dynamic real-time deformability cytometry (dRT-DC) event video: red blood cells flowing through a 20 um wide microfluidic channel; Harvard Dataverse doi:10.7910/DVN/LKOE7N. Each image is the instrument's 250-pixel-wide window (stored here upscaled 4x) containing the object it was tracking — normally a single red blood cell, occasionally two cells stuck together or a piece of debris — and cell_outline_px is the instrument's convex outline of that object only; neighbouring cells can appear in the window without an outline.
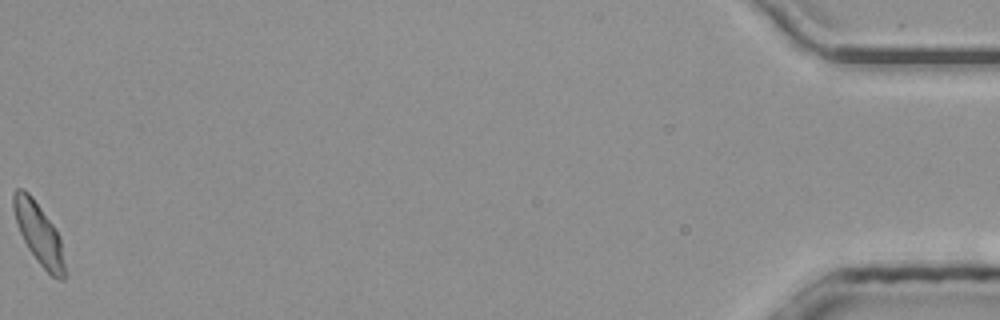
{"species": "common noctule bat (a hibernating species)", "species_latin": "Nyctalus noctula", "temperature_condition": "room temperature", "stored_images_in_passage": 53, "camera_frame_rate_fps": 3000, "um_per_image_px": 0.085, "animal": {"sex": "male", "body_mass_g": 20.4}, "frame": {"image": 1, "passage_image": 53, "time_ms": 17.333, "image_size_px": [1000, 320], "cell_outline_px": [[64, 280], [60, 280], [52, 276], [36, 260], [28, 248], [20, 232], [12, 208], [12, 192], [16, 188], [24, 188], [32, 196], [52, 224], [60, 236], [64, 264]], "centroid_in_image_um": [3.27, 19.81], "position_along_channel_um": 431.9, "area_um2": 18.09}, "authors_computed_cell_mechanics": {"area_um2": 18.3226, "velocity_mm_per_s": 3.9882, "shape_relaxation_time_tau1_ms": 2.1964, "shape_relaxation_time_tau2_ms": 1.7982, "deformation_change_tau1": 0.0866, "deformation_change_tau2": 0.0634}}